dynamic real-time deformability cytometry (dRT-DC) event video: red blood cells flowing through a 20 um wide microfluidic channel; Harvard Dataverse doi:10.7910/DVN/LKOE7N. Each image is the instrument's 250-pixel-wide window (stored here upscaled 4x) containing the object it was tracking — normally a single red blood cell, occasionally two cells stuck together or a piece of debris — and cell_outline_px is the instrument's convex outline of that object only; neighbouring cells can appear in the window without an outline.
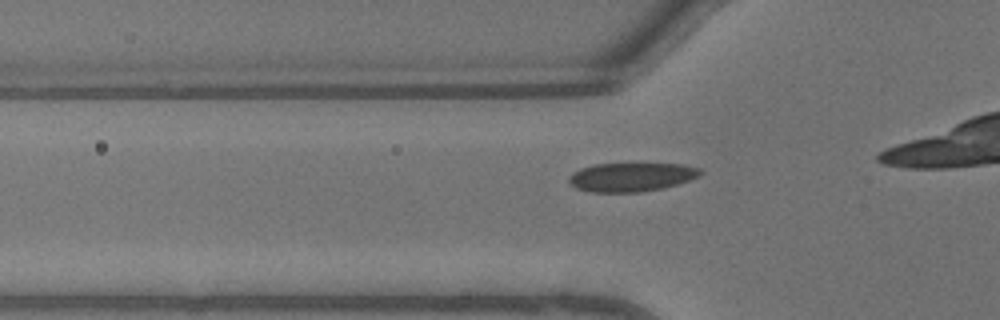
{"species": "common noctule bat (a hibernating species)", "species_latin": "Nyctalus noctula", "temperature_condition": "warm", "stored_images_in_passage": 9, "camera_frame_rate_fps": 3000, "um_per_image_px": 0.085, "animal": {"sex": "male", "body_mass_g": 13.3}, "frame": {"image": 1, "passage_image": 4, "time_ms": 1.0, "image_size_px": [1000, 320], "cell_outline_px": [[704, 172], [688, 180], [664, 188], [640, 192], [592, 192], [576, 188], [568, 180], [568, 176], [572, 172], [580, 168], [592, 164], [684, 164], [700, 168]], "centroid_in_image_um": [53.63, 15.04], "position_along_channel_um": 72.2, "area_um2": 22.02}}
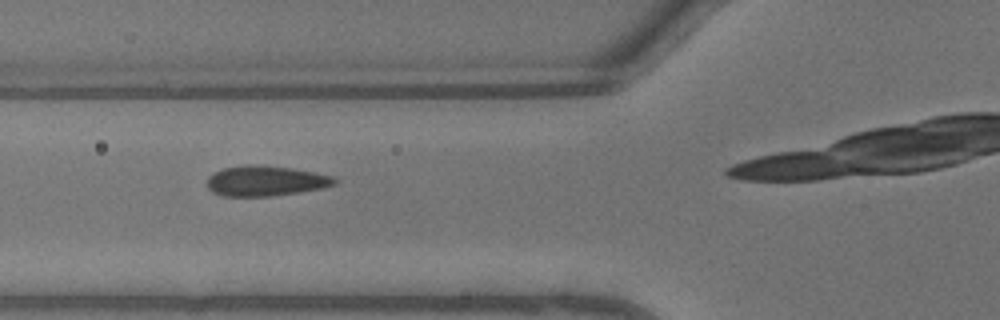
{"frame": {"image": 2, "passage_image": 6, "time_ms": 1.667, "image_size_px": [1000, 320], "cell_outline_px": [[340, 180], [336, 184], [320, 188], [300, 192], [272, 196], [224, 196], [212, 192], [208, 188], [208, 176], [224, 168], [244, 164], [256, 164], [292, 168], [316, 172], [332, 176]], "centroid_in_image_um": [22.6, 15.37], "position_along_channel_um": 103.2, "area_um2": 22.6}}
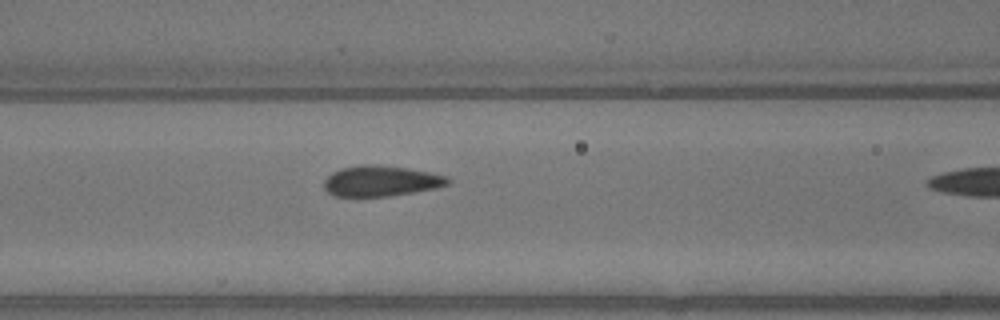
{"frame": {"image": 3, "passage_image": 8, "time_ms": 2.333, "image_size_px": [1000, 320], "cell_outline_px": [[452, 180], [448, 184], [436, 188], [388, 196], [332, 196], [324, 188], [324, 180], [332, 172], [340, 168], [364, 164], [368, 164], [404, 168], [428, 172], [448, 176]], "centroid_in_image_um": [32.36, 15.39], "position_along_channel_um": 134.2, "area_um2": 21.91}}